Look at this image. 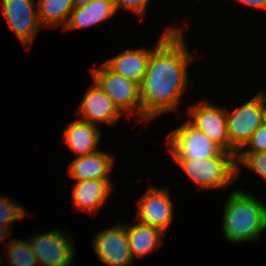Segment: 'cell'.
I'll list each match as a JSON object with an SVG mask.
<instances>
[{"mask_svg":"<svg viewBox=\"0 0 266 266\" xmlns=\"http://www.w3.org/2000/svg\"><path fill=\"white\" fill-rule=\"evenodd\" d=\"M182 28H167L151 51L141 82V121L176 111L179 99L190 83L188 65L194 56L187 48Z\"/></svg>","mask_w":266,"mask_h":266,"instance_id":"obj_1","label":"cell"},{"mask_svg":"<svg viewBox=\"0 0 266 266\" xmlns=\"http://www.w3.org/2000/svg\"><path fill=\"white\" fill-rule=\"evenodd\" d=\"M222 229L231 243L257 241L266 230V205L243 190H234L225 203Z\"/></svg>","mask_w":266,"mask_h":266,"instance_id":"obj_2","label":"cell"},{"mask_svg":"<svg viewBox=\"0 0 266 266\" xmlns=\"http://www.w3.org/2000/svg\"><path fill=\"white\" fill-rule=\"evenodd\" d=\"M173 160L200 190L226 188L238 177L236 156L227 151L211 158Z\"/></svg>","mask_w":266,"mask_h":266,"instance_id":"obj_3","label":"cell"},{"mask_svg":"<svg viewBox=\"0 0 266 266\" xmlns=\"http://www.w3.org/2000/svg\"><path fill=\"white\" fill-rule=\"evenodd\" d=\"M259 92L232 112L225 108L229 153L235 156L250 140L254 131L265 122L264 91Z\"/></svg>","mask_w":266,"mask_h":266,"instance_id":"obj_4","label":"cell"},{"mask_svg":"<svg viewBox=\"0 0 266 266\" xmlns=\"http://www.w3.org/2000/svg\"><path fill=\"white\" fill-rule=\"evenodd\" d=\"M91 74L93 81L123 114L137 113L141 121L140 88L137 83L113 72L105 63L101 68H92Z\"/></svg>","mask_w":266,"mask_h":266,"instance_id":"obj_5","label":"cell"},{"mask_svg":"<svg viewBox=\"0 0 266 266\" xmlns=\"http://www.w3.org/2000/svg\"><path fill=\"white\" fill-rule=\"evenodd\" d=\"M173 159H205L220 155L224 150L188 120L166 137Z\"/></svg>","mask_w":266,"mask_h":266,"instance_id":"obj_6","label":"cell"},{"mask_svg":"<svg viewBox=\"0 0 266 266\" xmlns=\"http://www.w3.org/2000/svg\"><path fill=\"white\" fill-rule=\"evenodd\" d=\"M28 242L39 266H70L74 261L73 238L60 230L38 234Z\"/></svg>","mask_w":266,"mask_h":266,"instance_id":"obj_7","label":"cell"},{"mask_svg":"<svg viewBox=\"0 0 266 266\" xmlns=\"http://www.w3.org/2000/svg\"><path fill=\"white\" fill-rule=\"evenodd\" d=\"M94 251L106 266H132L133 259L127 241V225L119 223L95 235Z\"/></svg>","mask_w":266,"mask_h":266,"instance_id":"obj_8","label":"cell"},{"mask_svg":"<svg viewBox=\"0 0 266 266\" xmlns=\"http://www.w3.org/2000/svg\"><path fill=\"white\" fill-rule=\"evenodd\" d=\"M36 0H2V11L16 37L26 50L32 48L40 30ZM35 2V3H34ZM36 8V9H35Z\"/></svg>","mask_w":266,"mask_h":266,"instance_id":"obj_9","label":"cell"},{"mask_svg":"<svg viewBox=\"0 0 266 266\" xmlns=\"http://www.w3.org/2000/svg\"><path fill=\"white\" fill-rule=\"evenodd\" d=\"M137 201V219L140 223L153 226L166 233L173 219V201L167 189L149 185Z\"/></svg>","mask_w":266,"mask_h":266,"instance_id":"obj_10","label":"cell"},{"mask_svg":"<svg viewBox=\"0 0 266 266\" xmlns=\"http://www.w3.org/2000/svg\"><path fill=\"white\" fill-rule=\"evenodd\" d=\"M194 105L189 107L190 118L188 121L203 131L209 139L219 145L224 151L229 152L225 108L204 100Z\"/></svg>","mask_w":266,"mask_h":266,"instance_id":"obj_11","label":"cell"},{"mask_svg":"<svg viewBox=\"0 0 266 266\" xmlns=\"http://www.w3.org/2000/svg\"><path fill=\"white\" fill-rule=\"evenodd\" d=\"M76 114L79 120L94 125H112L124 115L95 82L86 91Z\"/></svg>","mask_w":266,"mask_h":266,"instance_id":"obj_12","label":"cell"},{"mask_svg":"<svg viewBox=\"0 0 266 266\" xmlns=\"http://www.w3.org/2000/svg\"><path fill=\"white\" fill-rule=\"evenodd\" d=\"M113 185L110 179L76 181L72 191V203L75 210L95 213L107 203ZM95 212V213H94Z\"/></svg>","mask_w":266,"mask_h":266,"instance_id":"obj_13","label":"cell"},{"mask_svg":"<svg viewBox=\"0 0 266 266\" xmlns=\"http://www.w3.org/2000/svg\"><path fill=\"white\" fill-rule=\"evenodd\" d=\"M98 125L77 119L70 122L63 131V141L77 156L93 154L101 140Z\"/></svg>","mask_w":266,"mask_h":266,"instance_id":"obj_14","label":"cell"},{"mask_svg":"<svg viewBox=\"0 0 266 266\" xmlns=\"http://www.w3.org/2000/svg\"><path fill=\"white\" fill-rule=\"evenodd\" d=\"M68 166L69 176L76 181L111 179L114 156L99 150L93 154L76 157Z\"/></svg>","mask_w":266,"mask_h":266,"instance_id":"obj_15","label":"cell"},{"mask_svg":"<svg viewBox=\"0 0 266 266\" xmlns=\"http://www.w3.org/2000/svg\"><path fill=\"white\" fill-rule=\"evenodd\" d=\"M141 49H127L124 52L104 62L113 72L137 83L139 86L146 73L151 51Z\"/></svg>","mask_w":266,"mask_h":266,"instance_id":"obj_16","label":"cell"},{"mask_svg":"<svg viewBox=\"0 0 266 266\" xmlns=\"http://www.w3.org/2000/svg\"><path fill=\"white\" fill-rule=\"evenodd\" d=\"M114 0H92L81 7H75L64 31L84 29L106 21L116 13Z\"/></svg>","mask_w":266,"mask_h":266,"instance_id":"obj_17","label":"cell"},{"mask_svg":"<svg viewBox=\"0 0 266 266\" xmlns=\"http://www.w3.org/2000/svg\"><path fill=\"white\" fill-rule=\"evenodd\" d=\"M129 225H127V241L133 260L135 256L142 258L163 244L162 236L165 233L160 229L140 222Z\"/></svg>","mask_w":266,"mask_h":266,"instance_id":"obj_18","label":"cell"},{"mask_svg":"<svg viewBox=\"0 0 266 266\" xmlns=\"http://www.w3.org/2000/svg\"><path fill=\"white\" fill-rule=\"evenodd\" d=\"M73 9V0H38L37 10L40 26L54 28L61 24L64 29Z\"/></svg>","mask_w":266,"mask_h":266,"instance_id":"obj_19","label":"cell"},{"mask_svg":"<svg viewBox=\"0 0 266 266\" xmlns=\"http://www.w3.org/2000/svg\"><path fill=\"white\" fill-rule=\"evenodd\" d=\"M8 243L4 251L7 252L10 266H39L28 240L12 239Z\"/></svg>","mask_w":266,"mask_h":266,"instance_id":"obj_20","label":"cell"},{"mask_svg":"<svg viewBox=\"0 0 266 266\" xmlns=\"http://www.w3.org/2000/svg\"><path fill=\"white\" fill-rule=\"evenodd\" d=\"M236 163L237 175L240 172L239 168L243 165L266 182V151L258 153H237Z\"/></svg>","mask_w":266,"mask_h":266,"instance_id":"obj_21","label":"cell"},{"mask_svg":"<svg viewBox=\"0 0 266 266\" xmlns=\"http://www.w3.org/2000/svg\"><path fill=\"white\" fill-rule=\"evenodd\" d=\"M0 195V226L10 228L15 220L27 217L23 207L18 206L16 202Z\"/></svg>","mask_w":266,"mask_h":266,"instance_id":"obj_22","label":"cell"},{"mask_svg":"<svg viewBox=\"0 0 266 266\" xmlns=\"http://www.w3.org/2000/svg\"><path fill=\"white\" fill-rule=\"evenodd\" d=\"M246 147L248 149H246ZM266 151V123L264 122L251 135L250 140L238 153H258Z\"/></svg>","mask_w":266,"mask_h":266,"instance_id":"obj_23","label":"cell"},{"mask_svg":"<svg viewBox=\"0 0 266 266\" xmlns=\"http://www.w3.org/2000/svg\"><path fill=\"white\" fill-rule=\"evenodd\" d=\"M149 1L150 0H114V3L117 11L122 8V10H129L143 18Z\"/></svg>","mask_w":266,"mask_h":266,"instance_id":"obj_24","label":"cell"},{"mask_svg":"<svg viewBox=\"0 0 266 266\" xmlns=\"http://www.w3.org/2000/svg\"><path fill=\"white\" fill-rule=\"evenodd\" d=\"M237 2L255 9L266 10V0H236Z\"/></svg>","mask_w":266,"mask_h":266,"instance_id":"obj_25","label":"cell"},{"mask_svg":"<svg viewBox=\"0 0 266 266\" xmlns=\"http://www.w3.org/2000/svg\"><path fill=\"white\" fill-rule=\"evenodd\" d=\"M10 229L11 228H7V227H2V226H0V243L3 241V240H5V238L7 239V237L6 236H9L8 235V233L10 232ZM2 255H0V266L2 265V264H5L4 262H5V258H3V256L1 257Z\"/></svg>","mask_w":266,"mask_h":266,"instance_id":"obj_26","label":"cell"},{"mask_svg":"<svg viewBox=\"0 0 266 266\" xmlns=\"http://www.w3.org/2000/svg\"><path fill=\"white\" fill-rule=\"evenodd\" d=\"M91 1L92 0H73L74 8L84 6Z\"/></svg>","mask_w":266,"mask_h":266,"instance_id":"obj_27","label":"cell"},{"mask_svg":"<svg viewBox=\"0 0 266 266\" xmlns=\"http://www.w3.org/2000/svg\"><path fill=\"white\" fill-rule=\"evenodd\" d=\"M264 120L266 123V95H265V93H264Z\"/></svg>","mask_w":266,"mask_h":266,"instance_id":"obj_28","label":"cell"}]
</instances>
